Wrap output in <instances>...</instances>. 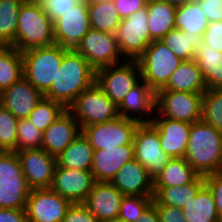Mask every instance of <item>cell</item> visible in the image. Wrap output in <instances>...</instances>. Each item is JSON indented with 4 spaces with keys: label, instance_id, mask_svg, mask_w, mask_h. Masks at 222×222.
<instances>
[{
    "label": "cell",
    "instance_id": "39",
    "mask_svg": "<svg viewBox=\"0 0 222 222\" xmlns=\"http://www.w3.org/2000/svg\"><path fill=\"white\" fill-rule=\"evenodd\" d=\"M18 119L0 104V151L16 150Z\"/></svg>",
    "mask_w": 222,
    "mask_h": 222
},
{
    "label": "cell",
    "instance_id": "32",
    "mask_svg": "<svg viewBox=\"0 0 222 222\" xmlns=\"http://www.w3.org/2000/svg\"><path fill=\"white\" fill-rule=\"evenodd\" d=\"M91 28L116 34L121 18L113 0H87Z\"/></svg>",
    "mask_w": 222,
    "mask_h": 222
},
{
    "label": "cell",
    "instance_id": "15",
    "mask_svg": "<svg viewBox=\"0 0 222 222\" xmlns=\"http://www.w3.org/2000/svg\"><path fill=\"white\" fill-rule=\"evenodd\" d=\"M53 24L55 44L73 50L91 29L87 0H81Z\"/></svg>",
    "mask_w": 222,
    "mask_h": 222
},
{
    "label": "cell",
    "instance_id": "21",
    "mask_svg": "<svg viewBox=\"0 0 222 222\" xmlns=\"http://www.w3.org/2000/svg\"><path fill=\"white\" fill-rule=\"evenodd\" d=\"M82 129L73 114L66 109L42 134V146L48 154L57 157Z\"/></svg>",
    "mask_w": 222,
    "mask_h": 222
},
{
    "label": "cell",
    "instance_id": "20",
    "mask_svg": "<svg viewBox=\"0 0 222 222\" xmlns=\"http://www.w3.org/2000/svg\"><path fill=\"white\" fill-rule=\"evenodd\" d=\"M38 91L25 77L0 93V104L7 108L17 119H25L43 99Z\"/></svg>",
    "mask_w": 222,
    "mask_h": 222
},
{
    "label": "cell",
    "instance_id": "11",
    "mask_svg": "<svg viewBox=\"0 0 222 222\" xmlns=\"http://www.w3.org/2000/svg\"><path fill=\"white\" fill-rule=\"evenodd\" d=\"M73 50L84 57L95 70L125 61L119 51L116 34L92 28Z\"/></svg>",
    "mask_w": 222,
    "mask_h": 222
},
{
    "label": "cell",
    "instance_id": "8",
    "mask_svg": "<svg viewBox=\"0 0 222 222\" xmlns=\"http://www.w3.org/2000/svg\"><path fill=\"white\" fill-rule=\"evenodd\" d=\"M140 81L141 70L137 60H125L95 72L96 84L117 106Z\"/></svg>",
    "mask_w": 222,
    "mask_h": 222
},
{
    "label": "cell",
    "instance_id": "29",
    "mask_svg": "<svg viewBox=\"0 0 222 222\" xmlns=\"http://www.w3.org/2000/svg\"><path fill=\"white\" fill-rule=\"evenodd\" d=\"M148 26L151 39L161 40L175 29L176 7L161 0H148Z\"/></svg>",
    "mask_w": 222,
    "mask_h": 222
},
{
    "label": "cell",
    "instance_id": "34",
    "mask_svg": "<svg viewBox=\"0 0 222 222\" xmlns=\"http://www.w3.org/2000/svg\"><path fill=\"white\" fill-rule=\"evenodd\" d=\"M24 77L22 52L13 46L0 50V93Z\"/></svg>",
    "mask_w": 222,
    "mask_h": 222
},
{
    "label": "cell",
    "instance_id": "25",
    "mask_svg": "<svg viewBox=\"0 0 222 222\" xmlns=\"http://www.w3.org/2000/svg\"><path fill=\"white\" fill-rule=\"evenodd\" d=\"M161 90L204 94L207 88L198 63L193 59L183 61L172 73L167 85Z\"/></svg>",
    "mask_w": 222,
    "mask_h": 222
},
{
    "label": "cell",
    "instance_id": "37",
    "mask_svg": "<svg viewBox=\"0 0 222 222\" xmlns=\"http://www.w3.org/2000/svg\"><path fill=\"white\" fill-rule=\"evenodd\" d=\"M201 121L222 132V88L207 89L203 94Z\"/></svg>",
    "mask_w": 222,
    "mask_h": 222
},
{
    "label": "cell",
    "instance_id": "53",
    "mask_svg": "<svg viewBox=\"0 0 222 222\" xmlns=\"http://www.w3.org/2000/svg\"><path fill=\"white\" fill-rule=\"evenodd\" d=\"M5 45L0 41V50L4 47Z\"/></svg>",
    "mask_w": 222,
    "mask_h": 222
},
{
    "label": "cell",
    "instance_id": "24",
    "mask_svg": "<svg viewBox=\"0 0 222 222\" xmlns=\"http://www.w3.org/2000/svg\"><path fill=\"white\" fill-rule=\"evenodd\" d=\"M134 158L133 145L94 150L91 172L96 182H111L118 170Z\"/></svg>",
    "mask_w": 222,
    "mask_h": 222
},
{
    "label": "cell",
    "instance_id": "36",
    "mask_svg": "<svg viewBox=\"0 0 222 222\" xmlns=\"http://www.w3.org/2000/svg\"><path fill=\"white\" fill-rule=\"evenodd\" d=\"M24 0H0V41L10 46L16 39L20 6Z\"/></svg>",
    "mask_w": 222,
    "mask_h": 222
},
{
    "label": "cell",
    "instance_id": "41",
    "mask_svg": "<svg viewBox=\"0 0 222 222\" xmlns=\"http://www.w3.org/2000/svg\"><path fill=\"white\" fill-rule=\"evenodd\" d=\"M43 132L37 129L28 118L18 119L16 150L41 149Z\"/></svg>",
    "mask_w": 222,
    "mask_h": 222
},
{
    "label": "cell",
    "instance_id": "45",
    "mask_svg": "<svg viewBox=\"0 0 222 222\" xmlns=\"http://www.w3.org/2000/svg\"><path fill=\"white\" fill-rule=\"evenodd\" d=\"M205 184L212 191L217 212L222 222V171L204 176Z\"/></svg>",
    "mask_w": 222,
    "mask_h": 222
},
{
    "label": "cell",
    "instance_id": "47",
    "mask_svg": "<svg viewBox=\"0 0 222 222\" xmlns=\"http://www.w3.org/2000/svg\"><path fill=\"white\" fill-rule=\"evenodd\" d=\"M160 222H187L182 209L163 204H154Z\"/></svg>",
    "mask_w": 222,
    "mask_h": 222
},
{
    "label": "cell",
    "instance_id": "46",
    "mask_svg": "<svg viewBox=\"0 0 222 222\" xmlns=\"http://www.w3.org/2000/svg\"><path fill=\"white\" fill-rule=\"evenodd\" d=\"M121 20L147 7L148 0H113Z\"/></svg>",
    "mask_w": 222,
    "mask_h": 222
},
{
    "label": "cell",
    "instance_id": "44",
    "mask_svg": "<svg viewBox=\"0 0 222 222\" xmlns=\"http://www.w3.org/2000/svg\"><path fill=\"white\" fill-rule=\"evenodd\" d=\"M202 42L209 48L222 52V21L208 24L203 34Z\"/></svg>",
    "mask_w": 222,
    "mask_h": 222
},
{
    "label": "cell",
    "instance_id": "33",
    "mask_svg": "<svg viewBox=\"0 0 222 222\" xmlns=\"http://www.w3.org/2000/svg\"><path fill=\"white\" fill-rule=\"evenodd\" d=\"M209 21L203 13L200 3L195 0L184 6L176 7L175 28L186 34L194 33L203 37Z\"/></svg>",
    "mask_w": 222,
    "mask_h": 222
},
{
    "label": "cell",
    "instance_id": "22",
    "mask_svg": "<svg viewBox=\"0 0 222 222\" xmlns=\"http://www.w3.org/2000/svg\"><path fill=\"white\" fill-rule=\"evenodd\" d=\"M111 183L123 195L154 196V178L136 159L125 163Z\"/></svg>",
    "mask_w": 222,
    "mask_h": 222
},
{
    "label": "cell",
    "instance_id": "51",
    "mask_svg": "<svg viewBox=\"0 0 222 222\" xmlns=\"http://www.w3.org/2000/svg\"><path fill=\"white\" fill-rule=\"evenodd\" d=\"M161 1L167 2L168 4L173 5L175 7H179L189 4L190 2H193L195 0H161Z\"/></svg>",
    "mask_w": 222,
    "mask_h": 222
},
{
    "label": "cell",
    "instance_id": "17",
    "mask_svg": "<svg viewBox=\"0 0 222 222\" xmlns=\"http://www.w3.org/2000/svg\"><path fill=\"white\" fill-rule=\"evenodd\" d=\"M95 182L90 170L56 166L50 189L68 199L72 204L83 203Z\"/></svg>",
    "mask_w": 222,
    "mask_h": 222
},
{
    "label": "cell",
    "instance_id": "16",
    "mask_svg": "<svg viewBox=\"0 0 222 222\" xmlns=\"http://www.w3.org/2000/svg\"><path fill=\"white\" fill-rule=\"evenodd\" d=\"M31 189L50 188L57 166V158L41 149L14 151Z\"/></svg>",
    "mask_w": 222,
    "mask_h": 222
},
{
    "label": "cell",
    "instance_id": "27",
    "mask_svg": "<svg viewBox=\"0 0 222 222\" xmlns=\"http://www.w3.org/2000/svg\"><path fill=\"white\" fill-rule=\"evenodd\" d=\"M194 60L198 63L206 88H222V52L201 42L195 50Z\"/></svg>",
    "mask_w": 222,
    "mask_h": 222
},
{
    "label": "cell",
    "instance_id": "2",
    "mask_svg": "<svg viewBox=\"0 0 222 222\" xmlns=\"http://www.w3.org/2000/svg\"><path fill=\"white\" fill-rule=\"evenodd\" d=\"M184 158L201 176L222 171V132L201 120L192 123Z\"/></svg>",
    "mask_w": 222,
    "mask_h": 222
},
{
    "label": "cell",
    "instance_id": "12",
    "mask_svg": "<svg viewBox=\"0 0 222 222\" xmlns=\"http://www.w3.org/2000/svg\"><path fill=\"white\" fill-rule=\"evenodd\" d=\"M203 94L172 90L156 93V112L161 117L190 124L201 120Z\"/></svg>",
    "mask_w": 222,
    "mask_h": 222
},
{
    "label": "cell",
    "instance_id": "4",
    "mask_svg": "<svg viewBox=\"0 0 222 222\" xmlns=\"http://www.w3.org/2000/svg\"><path fill=\"white\" fill-rule=\"evenodd\" d=\"M69 50L54 44L22 52L24 77L44 95L55 80L63 56Z\"/></svg>",
    "mask_w": 222,
    "mask_h": 222
},
{
    "label": "cell",
    "instance_id": "28",
    "mask_svg": "<svg viewBox=\"0 0 222 222\" xmlns=\"http://www.w3.org/2000/svg\"><path fill=\"white\" fill-rule=\"evenodd\" d=\"M205 185L204 176L199 175L192 183L173 187H154L153 204H163L182 209L193 200Z\"/></svg>",
    "mask_w": 222,
    "mask_h": 222
},
{
    "label": "cell",
    "instance_id": "26",
    "mask_svg": "<svg viewBox=\"0 0 222 222\" xmlns=\"http://www.w3.org/2000/svg\"><path fill=\"white\" fill-rule=\"evenodd\" d=\"M94 149L81 132L56 158L57 166L91 170Z\"/></svg>",
    "mask_w": 222,
    "mask_h": 222
},
{
    "label": "cell",
    "instance_id": "43",
    "mask_svg": "<svg viewBox=\"0 0 222 222\" xmlns=\"http://www.w3.org/2000/svg\"><path fill=\"white\" fill-rule=\"evenodd\" d=\"M62 222H101L82 203H73Z\"/></svg>",
    "mask_w": 222,
    "mask_h": 222
},
{
    "label": "cell",
    "instance_id": "1",
    "mask_svg": "<svg viewBox=\"0 0 222 222\" xmlns=\"http://www.w3.org/2000/svg\"><path fill=\"white\" fill-rule=\"evenodd\" d=\"M95 72L84 57L70 49L63 56L55 80L44 97L68 109L76 98L95 82Z\"/></svg>",
    "mask_w": 222,
    "mask_h": 222
},
{
    "label": "cell",
    "instance_id": "3",
    "mask_svg": "<svg viewBox=\"0 0 222 222\" xmlns=\"http://www.w3.org/2000/svg\"><path fill=\"white\" fill-rule=\"evenodd\" d=\"M55 44L54 24L38 1H24L20 6L18 30L10 45L24 52Z\"/></svg>",
    "mask_w": 222,
    "mask_h": 222
},
{
    "label": "cell",
    "instance_id": "19",
    "mask_svg": "<svg viewBox=\"0 0 222 222\" xmlns=\"http://www.w3.org/2000/svg\"><path fill=\"white\" fill-rule=\"evenodd\" d=\"M152 124L159 132L163 151L172 158H184L190 136L191 124L184 121L161 117L157 112Z\"/></svg>",
    "mask_w": 222,
    "mask_h": 222
},
{
    "label": "cell",
    "instance_id": "50",
    "mask_svg": "<svg viewBox=\"0 0 222 222\" xmlns=\"http://www.w3.org/2000/svg\"><path fill=\"white\" fill-rule=\"evenodd\" d=\"M136 222H160L156 206L152 203Z\"/></svg>",
    "mask_w": 222,
    "mask_h": 222
},
{
    "label": "cell",
    "instance_id": "48",
    "mask_svg": "<svg viewBox=\"0 0 222 222\" xmlns=\"http://www.w3.org/2000/svg\"><path fill=\"white\" fill-rule=\"evenodd\" d=\"M209 23L222 21V0H197Z\"/></svg>",
    "mask_w": 222,
    "mask_h": 222
},
{
    "label": "cell",
    "instance_id": "23",
    "mask_svg": "<svg viewBox=\"0 0 222 222\" xmlns=\"http://www.w3.org/2000/svg\"><path fill=\"white\" fill-rule=\"evenodd\" d=\"M123 196L111 182H95L82 204L102 222L119 217Z\"/></svg>",
    "mask_w": 222,
    "mask_h": 222
},
{
    "label": "cell",
    "instance_id": "7",
    "mask_svg": "<svg viewBox=\"0 0 222 222\" xmlns=\"http://www.w3.org/2000/svg\"><path fill=\"white\" fill-rule=\"evenodd\" d=\"M83 127L105 123L119 116L118 106L94 82L68 108Z\"/></svg>",
    "mask_w": 222,
    "mask_h": 222
},
{
    "label": "cell",
    "instance_id": "14",
    "mask_svg": "<svg viewBox=\"0 0 222 222\" xmlns=\"http://www.w3.org/2000/svg\"><path fill=\"white\" fill-rule=\"evenodd\" d=\"M72 203L50 188L31 189L25 208L28 222H62Z\"/></svg>",
    "mask_w": 222,
    "mask_h": 222
},
{
    "label": "cell",
    "instance_id": "13",
    "mask_svg": "<svg viewBox=\"0 0 222 222\" xmlns=\"http://www.w3.org/2000/svg\"><path fill=\"white\" fill-rule=\"evenodd\" d=\"M134 158L154 178L172 157L166 154L160 143L159 132L152 123H140L133 141Z\"/></svg>",
    "mask_w": 222,
    "mask_h": 222
},
{
    "label": "cell",
    "instance_id": "38",
    "mask_svg": "<svg viewBox=\"0 0 222 222\" xmlns=\"http://www.w3.org/2000/svg\"><path fill=\"white\" fill-rule=\"evenodd\" d=\"M65 110L62 104L43 97L28 119L37 129L44 132Z\"/></svg>",
    "mask_w": 222,
    "mask_h": 222
},
{
    "label": "cell",
    "instance_id": "30",
    "mask_svg": "<svg viewBox=\"0 0 222 222\" xmlns=\"http://www.w3.org/2000/svg\"><path fill=\"white\" fill-rule=\"evenodd\" d=\"M182 211L187 222H221L212 191L206 184Z\"/></svg>",
    "mask_w": 222,
    "mask_h": 222
},
{
    "label": "cell",
    "instance_id": "40",
    "mask_svg": "<svg viewBox=\"0 0 222 222\" xmlns=\"http://www.w3.org/2000/svg\"><path fill=\"white\" fill-rule=\"evenodd\" d=\"M154 196L124 195L119 209V219L136 222L142 213L153 203Z\"/></svg>",
    "mask_w": 222,
    "mask_h": 222
},
{
    "label": "cell",
    "instance_id": "49",
    "mask_svg": "<svg viewBox=\"0 0 222 222\" xmlns=\"http://www.w3.org/2000/svg\"><path fill=\"white\" fill-rule=\"evenodd\" d=\"M0 222H28L25 209L0 208Z\"/></svg>",
    "mask_w": 222,
    "mask_h": 222
},
{
    "label": "cell",
    "instance_id": "9",
    "mask_svg": "<svg viewBox=\"0 0 222 222\" xmlns=\"http://www.w3.org/2000/svg\"><path fill=\"white\" fill-rule=\"evenodd\" d=\"M116 38L123 58L138 60L153 41L149 32L147 8L140 9L122 19L116 32Z\"/></svg>",
    "mask_w": 222,
    "mask_h": 222
},
{
    "label": "cell",
    "instance_id": "6",
    "mask_svg": "<svg viewBox=\"0 0 222 222\" xmlns=\"http://www.w3.org/2000/svg\"><path fill=\"white\" fill-rule=\"evenodd\" d=\"M30 192L16 152L0 151V208L25 209Z\"/></svg>",
    "mask_w": 222,
    "mask_h": 222
},
{
    "label": "cell",
    "instance_id": "5",
    "mask_svg": "<svg viewBox=\"0 0 222 222\" xmlns=\"http://www.w3.org/2000/svg\"><path fill=\"white\" fill-rule=\"evenodd\" d=\"M143 80L155 93L163 89L183 62L161 40H154L137 60Z\"/></svg>",
    "mask_w": 222,
    "mask_h": 222
},
{
    "label": "cell",
    "instance_id": "31",
    "mask_svg": "<svg viewBox=\"0 0 222 222\" xmlns=\"http://www.w3.org/2000/svg\"><path fill=\"white\" fill-rule=\"evenodd\" d=\"M199 174L185 158H171L154 177V187H173L192 183Z\"/></svg>",
    "mask_w": 222,
    "mask_h": 222
},
{
    "label": "cell",
    "instance_id": "35",
    "mask_svg": "<svg viewBox=\"0 0 222 222\" xmlns=\"http://www.w3.org/2000/svg\"><path fill=\"white\" fill-rule=\"evenodd\" d=\"M161 41L182 61L193 60L195 50L200 46L202 37L194 33L186 34L182 30H170Z\"/></svg>",
    "mask_w": 222,
    "mask_h": 222
},
{
    "label": "cell",
    "instance_id": "18",
    "mask_svg": "<svg viewBox=\"0 0 222 222\" xmlns=\"http://www.w3.org/2000/svg\"><path fill=\"white\" fill-rule=\"evenodd\" d=\"M154 112H156V93L143 80L132 88L118 105L119 116L140 123H151Z\"/></svg>",
    "mask_w": 222,
    "mask_h": 222
},
{
    "label": "cell",
    "instance_id": "52",
    "mask_svg": "<svg viewBox=\"0 0 222 222\" xmlns=\"http://www.w3.org/2000/svg\"><path fill=\"white\" fill-rule=\"evenodd\" d=\"M102 222H124V221L117 218V219L105 220V221H102Z\"/></svg>",
    "mask_w": 222,
    "mask_h": 222
},
{
    "label": "cell",
    "instance_id": "10",
    "mask_svg": "<svg viewBox=\"0 0 222 222\" xmlns=\"http://www.w3.org/2000/svg\"><path fill=\"white\" fill-rule=\"evenodd\" d=\"M139 124V121L118 116L105 123L83 127L82 133L94 150H104L121 145H133Z\"/></svg>",
    "mask_w": 222,
    "mask_h": 222
},
{
    "label": "cell",
    "instance_id": "42",
    "mask_svg": "<svg viewBox=\"0 0 222 222\" xmlns=\"http://www.w3.org/2000/svg\"><path fill=\"white\" fill-rule=\"evenodd\" d=\"M43 11L51 18L54 22L64 13L73 9L81 0H37Z\"/></svg>",
    "mask_w": 222,
    "mask_h": 222
}]
</instances>
